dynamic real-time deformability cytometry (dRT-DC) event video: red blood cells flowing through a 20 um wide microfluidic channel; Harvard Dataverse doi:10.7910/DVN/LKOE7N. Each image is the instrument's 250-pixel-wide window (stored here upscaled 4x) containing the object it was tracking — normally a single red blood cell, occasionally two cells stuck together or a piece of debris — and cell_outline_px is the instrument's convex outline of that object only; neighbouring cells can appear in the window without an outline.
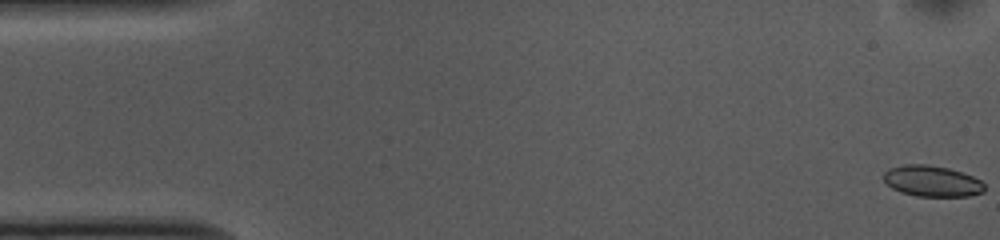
{"species": "common noctule bat (a hibernating species)", "species_latin": "Nyctalus noctula", "temperature_condition": "cold", "stored_images_in_passage": 53, "camera_frame_rate_fps": 3000, "um_per_image_px": 0.085, "animal": {"sex": "female", "body_mass_g": 10.0, "forearm_length_mm": 53.1}, "frame": {"image": 1, "passage_image": 1, "time_ms": 0.0, "image_size_px": [1000, 240], "cell_outline_px": [[984, 192], [968, 196], [916, 196], [900, 192], [892, 188], [884, 180], [884, 172], [888, 168], [904, 164], [928, 164], [948, 168], [972, 176], [980, 180], [984, 184]], "centroid_in_image_um": [79.2, 15.39], "position_along_channel_um": 5.8, "area_um2": 18.21}}
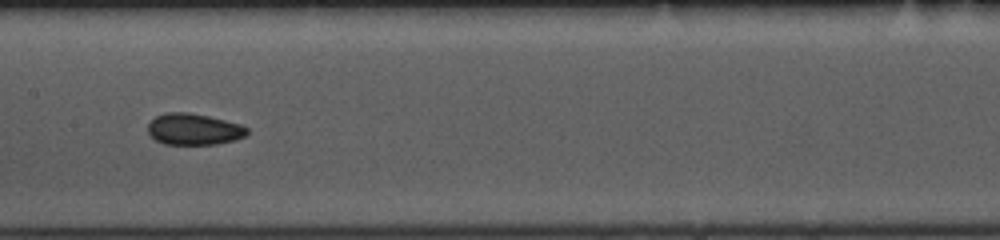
{"frame": {"image": 2, "passage_image": 26, "time_ms": 8.333, "image_size_px": [1000, 240], "cell_outline_px": [[248, 132], [244, 136], [236, 140], [216, 144], [164, 144], [156, 140], [148, 132], [148, 124], [156, 116], [164, 112], [188, 112], [208, 116], [240, 124], [248, 128]], "centroid_in_image_um": [16.47, 10.98], "position_along_channel_um": 190.9, "area_um2": 18.09}}
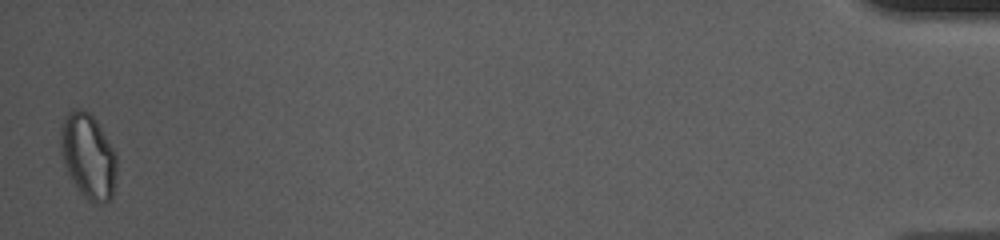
{"frame": {"image": 3, "passage_image": 53, "time_ms": 17.333, "image_size_px": [1000, 240], "cell_outline_px": [[116, 184], [112, 196], [108, 200], [96, 204], [88, 200], [80, 192], [68, 176], [60, 152], [60, 124], [64, 116], [68, 112], [76, 108], [80, 108], [88, 112], [96, 120], [116, 152]], "centroid_in_image_um": [7.48, 13.26], "position_along_channel_um": 427.7, "area_um2": 28.21}, "authors_computed_cell_mechanics": {"area_um2": 18.496, "velocity_mm_per_s": 3.7001, "shape_relaxation_time_tau1_ms": 3.2236, "shape_relaxation_time_tau2_ms": 2.2205, "deformation_change_tau1": 0.0666, "deformation_change_tau2": 0.0456}}